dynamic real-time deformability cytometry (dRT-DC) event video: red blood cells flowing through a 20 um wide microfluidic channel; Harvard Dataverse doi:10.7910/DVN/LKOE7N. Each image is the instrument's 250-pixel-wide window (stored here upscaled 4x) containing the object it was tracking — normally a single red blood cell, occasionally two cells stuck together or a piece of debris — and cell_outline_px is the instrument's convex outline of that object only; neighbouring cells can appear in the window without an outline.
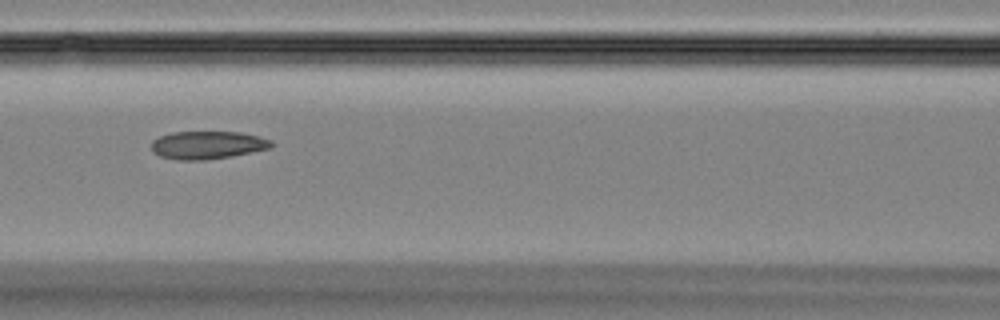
{"species": "Egyptian fruit bat (a non-hibernating species)", "species_latin": "Rousettus aegyptiacus", "temperature_condition": "room temperature", "stored_images_in_passage": 34, "camera_frame_rate_fps": 3000, "um_per_image_px": 0.085, "animal": {"sex": "female"}, "frame": {"image": 1, "passage_image": 8, "time_ms": 2.333, "image_size_px": [1000, 320], "cell_outline_px": [[272, 148], [232, 156], [204, 160], [176, 160], [160, 156], [152, 152], [152, 140], [160, 136], [172, 132], [240, 132], [272, 140]], "centroid_in_image_um": [17.62, 12.33], "position_along_channel_um": 149.0, "area_um2": 19.54}}
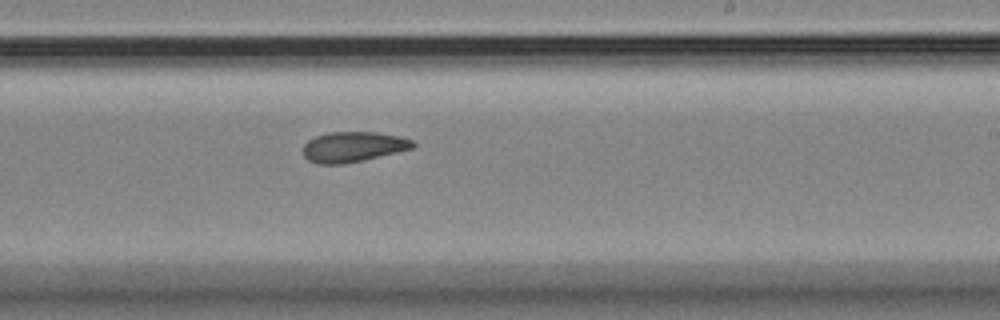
{"frame": {"image": 2, "passage_image": 16, "time_ms": 5.0, "image_size_px": [1000, 320], "cell_outline_px": [[416, 148], [344, 164], [316, 164], [308, 160], [304, 156], [304, 144], [308, 140], [316, 136], [328, 132], [376, 132], [400, 136], [412, 140], [416, 144]], "centroid_in_image_um": [30.03, 12.48], "position_along_channel_um": 259.0, "area_um2": 19.48}}
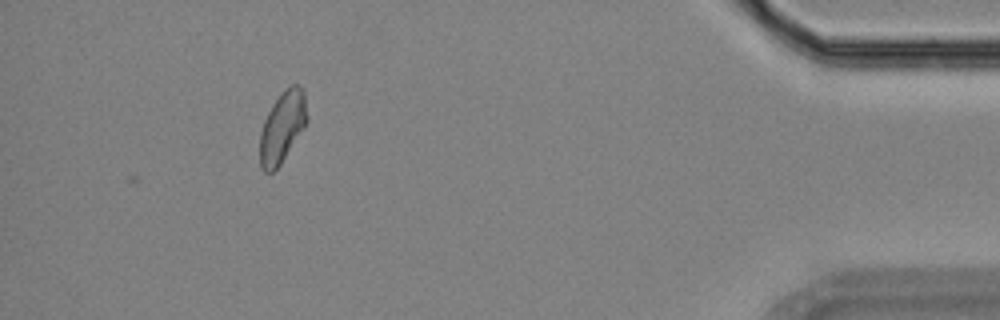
{"frame": {"image": 3, "passage_image": 31, "time_ms": 10.0, "image_size_px": [1000, 320], "cell_outline_px": [[308, 120], [304, 128], [280, 164], [272, 172], [264, 172], [260, 168], [260, 132], [264, 120], [272, 104], [292, 84], [300, 84], [304, 88], [308, 116]], "centroid_in_image_um": [24.02, 10.79], "position_along_channel_um": 411.2, "area_um2": 19.48}}